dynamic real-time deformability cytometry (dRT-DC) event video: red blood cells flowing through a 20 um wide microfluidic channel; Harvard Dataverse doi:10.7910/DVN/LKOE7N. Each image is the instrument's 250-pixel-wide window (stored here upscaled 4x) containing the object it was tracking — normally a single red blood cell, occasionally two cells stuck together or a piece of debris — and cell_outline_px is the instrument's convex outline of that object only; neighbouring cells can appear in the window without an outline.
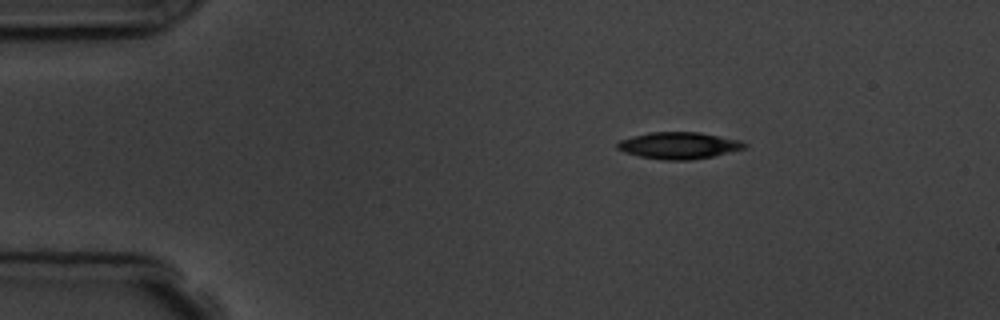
{"species": "common noctule bat (a hibernating species)", "species_latin": "Nyctalus noctula", "temperature_condition": "room temperature", "stored_images_in_passage": 3, "camera_frame_rate_fps": 3000, "um_per_image_px": 0.085, "animal": {"sex": "male", "body_mass_g": 19.5, "forearm_length_mm": 54.6}, "frame": {"image": 1, "passage_image": 1, "time_ms": 0.0, "image_size_px": [1000, 320], "cell_outline_px": [[748, 144], [744, 148], [712, 156], [692, 160], [664, 160], [640, 156], [624, 152], [616, 148], [616, 144], [620, 140], [632, 136], [648, 132], [700, 132], [740, 140]], "centroid_in_image_um": [57.67, 12.36], "position_along_channel_um": 27.3, "area_um2": 19.77}}